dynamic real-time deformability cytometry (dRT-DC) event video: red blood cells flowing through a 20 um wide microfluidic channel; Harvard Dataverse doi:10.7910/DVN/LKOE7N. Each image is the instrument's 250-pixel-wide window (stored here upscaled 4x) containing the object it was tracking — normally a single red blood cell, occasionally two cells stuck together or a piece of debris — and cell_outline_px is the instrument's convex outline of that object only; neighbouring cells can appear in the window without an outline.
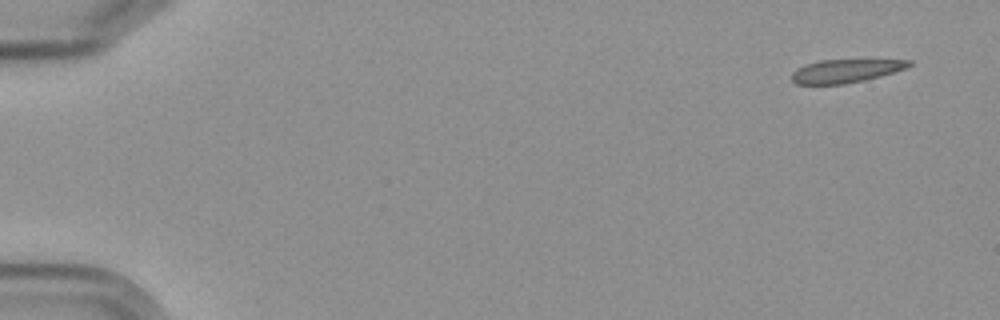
{"species": "Egyptian fruit bat (a non-hibernating species)", "species_latin": "Rousettus aegyptiacus", "temperature_condition": "cold", "stored_images_in_passage": 16, "camera_frame_rate_fps": 3000, "um_per_image_px": 0.085, "frame": {"image": 1, "passage_image": 1, "time_ms": 0.0, "image_size_px": [1000, 320], "cell_outline_px": [[912, 64], [904, 68], [880, 76], [864, 80], [844, 84], [796, 84], [792, 80], [792, 72], [796, 68], [804, 64], [820, 60], [912, 60]], "centroid_in_image_um": [71.82, 6.03], "position_along_channel_um": 13.2, "area_um2": 15.78}}
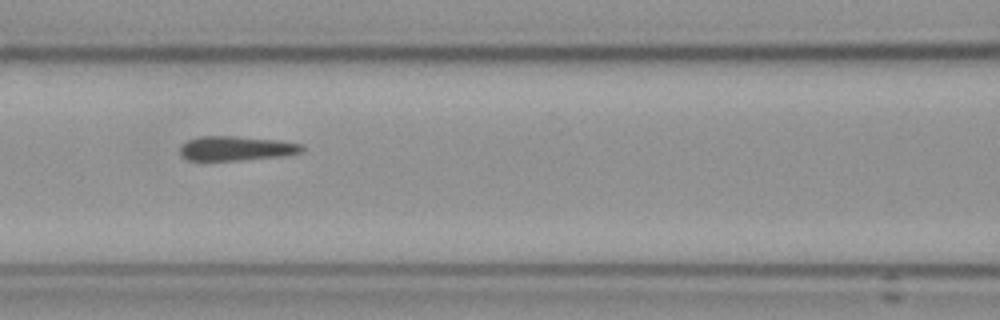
{"frame": {"image": 2, "passage_image": 7, "time_ms": 7.667, "image_size_px": [1000, 320], "cell_outline_px": [[304, 152], [288, 156], [240, 160], [188, 160], [180, 156], [180, 144], [188, 140], [200, 136], [236, 136], [280, 140], [304, 144]], "centroid_in_image_um": [20.13, 12.61], "position_along_channel_um": 146.5, "area_um2": 17.8}}
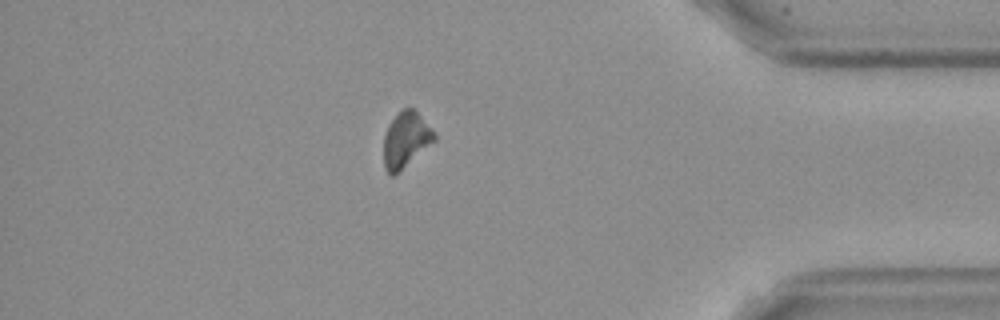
{"frame": {"image": 3, "passage_image": 14, "time_ms": 15.667, "image_size_px": [1000, 320], "cell_outline_px": [[436, 140], [392, 176], [388, 176], [384, 168], [384, 136], [388, 124], [404, 108], [412, 108], [420, 116], [436, 136]], "centroid_in_image_um": [34.46, 11.9], "position_along_channel_um": 400.7, "area_um2": 15.84}}